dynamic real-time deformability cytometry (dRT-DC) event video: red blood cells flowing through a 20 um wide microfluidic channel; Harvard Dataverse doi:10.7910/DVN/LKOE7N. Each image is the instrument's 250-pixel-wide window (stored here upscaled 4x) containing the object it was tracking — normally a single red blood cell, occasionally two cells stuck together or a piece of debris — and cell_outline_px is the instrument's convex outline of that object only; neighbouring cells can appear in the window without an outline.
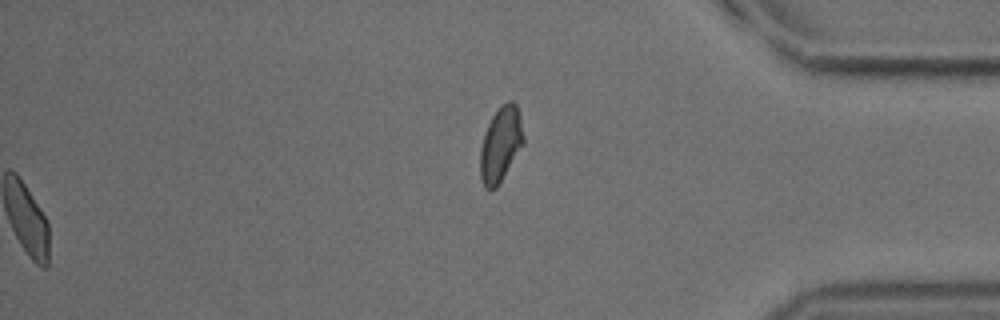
{"species": "common noctule bat (a hibernating species)", "species_latin": "Nyctalus noctula", "temperature_condition": "cold", "stored_images_in_passage": 54, "segment_of_instrument_passage": [2, 2], "camera_frame_rate_fps": 3000, "um_per_image_px": 0.085, "animal": {"sex": "male", "body_mass_g": 18.8}, "frame": {"image": 1, "passage_image": 54, "time_ms": 17.667, "image_size_px": [1000, 320], "cell_outline_px": [[524, 144], [496, 188], [484, 188], [480, 176], [480, 148], [484, 132], [492, 116], [508, 100], [512, 100], [516, 104], [520, 120], [524, 140]], "centroid_in_image_um": [42.54, 12.28], "position_along_channel_um": 392.7, "area_um2": 18.61}}